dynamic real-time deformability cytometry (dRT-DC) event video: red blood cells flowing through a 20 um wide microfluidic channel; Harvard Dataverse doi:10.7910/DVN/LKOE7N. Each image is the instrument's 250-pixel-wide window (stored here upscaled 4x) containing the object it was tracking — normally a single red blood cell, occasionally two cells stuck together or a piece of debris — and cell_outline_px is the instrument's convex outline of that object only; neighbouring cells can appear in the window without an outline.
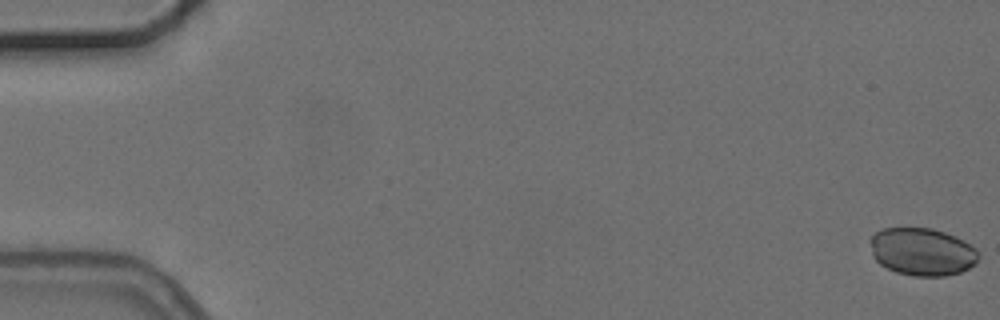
{"species": "common noctule bat (a hibernating species)", "species_latin": "Nyctalus noctula", "temperature_condition": "cold", "stored_images_in_passage": 5, "camera_frame_rate_fps": 3000, "um_per_image_px": 0.085, "animal": {"sex": "female", "body_mass_g": 24.6, "forearm_length_mm": 56.2}, "frame": {"image": 1, "passage_image": 1, "time_ms": 0.0, "image_size_px": [1000, 320], "cell_outline_px": [[980, 256], [976, 264], [960, 272], [944, 276], [912, 276], [896, 272], [880, 264], [872, 256], [868, 240], [876, 232], [884, 228], [932, 228], [956, 236], [964, 240], [976, 248]], "centroid_in_image_um": [78.38, 21.4], "position_along_channel_um": 6.6, "area_um2": 30.4}}